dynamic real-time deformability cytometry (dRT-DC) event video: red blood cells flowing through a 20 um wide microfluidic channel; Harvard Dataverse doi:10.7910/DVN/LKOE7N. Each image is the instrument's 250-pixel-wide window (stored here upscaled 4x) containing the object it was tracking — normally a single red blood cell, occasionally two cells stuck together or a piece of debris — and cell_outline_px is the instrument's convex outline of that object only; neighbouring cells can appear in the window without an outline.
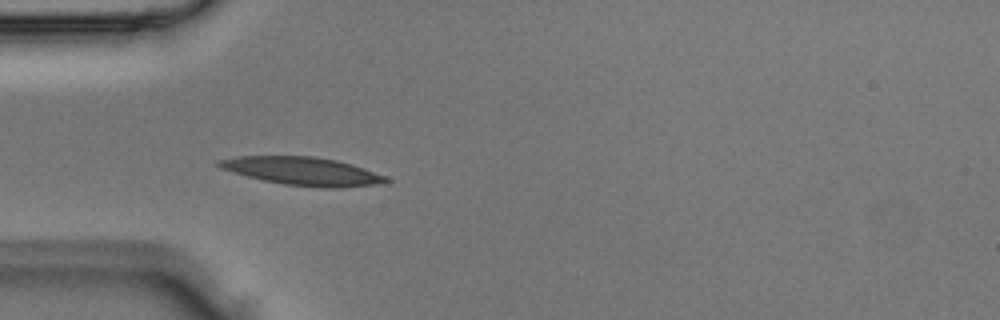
{"species": "Egyptian fruit bat (a non-hibernating species)", "species_latin": "Rousettus aegyptiacus", "temperature_condition": "room temperature", "stored_images_in_passage": 4, "camera_frame_rate_fps": 3000, "um_per_image_px": 0.085, "animal": {"sex": "male"}, "frame": {"image": 1, "passage_image": 4, "time_ms": 1.0, "image_size_px": [1000, 320], "cell_outline_px": [[392, 180], [384, 184], [340, 188], [328, 188], [284, 184], [264, 180], [232, 172], [220, 168], [212, 164], [216, 160], [236, 156], [312, 156], [336, 160], [352, 164], [388, 176]], "centroid_in_image_um": [25.74, 14.55], "position_along_channel_um": 59.3, "area_um2": 27.74}}